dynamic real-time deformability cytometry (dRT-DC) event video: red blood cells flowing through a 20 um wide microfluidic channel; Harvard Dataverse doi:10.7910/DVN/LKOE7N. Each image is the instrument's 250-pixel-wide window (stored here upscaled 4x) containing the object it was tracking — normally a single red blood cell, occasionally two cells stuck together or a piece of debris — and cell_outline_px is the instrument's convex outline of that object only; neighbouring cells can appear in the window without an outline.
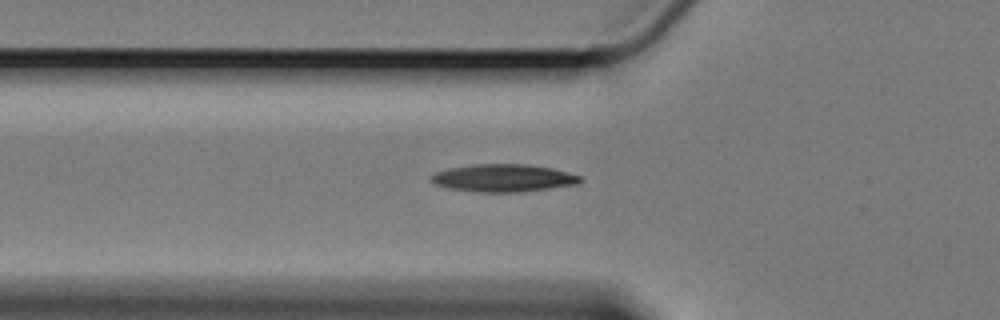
{"species": "Egyptian fruit bat (a non-hibernating species)", "species_latin": "Rousettus aegyptiacus", "temperature_condition": "cold", "stored_images_in_passage": 40, "camera_frame_rate_fps": 3000, "um_per_image_px": 0.085, "animal": {"sex": "female"}, "frame": {"image": 1, "passage_image": 2, "time_ms": 0.333, "image_size_px": [1000, 320], "cell_outline_px": [[580, 180], [576, 184], [548, 188], [516, 192], [476, 192], [448, 188], [432, 184], [432, 176], [436, 172], [448, 168], [472, 164], [528, 164], [552, 168], [580, 176]], "centroid_in_image_um": [42.72, 15.12], "position_along_channel_um": 83.1, "area_um2": 23.76}}
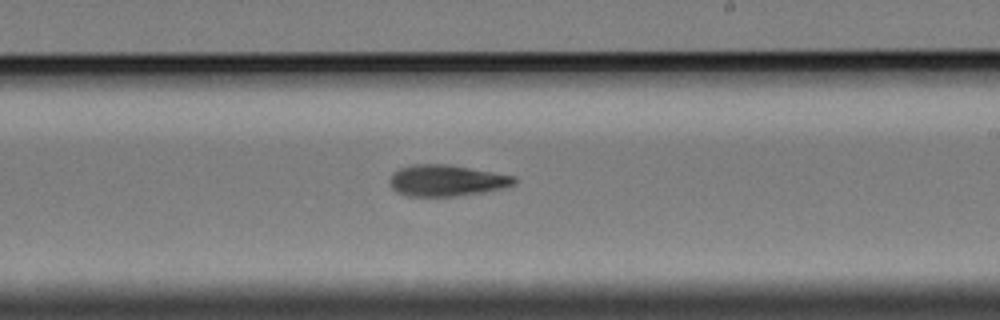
{"frame": {"image": 2, "passage_image": 17, "time_ms": 5.333, "image_size_px": [1000, 320], "cell_outline_px": [[516, 184], [500, 188], [480, 192], [456, 196], [408, 196], [396, 192], [392, 188], [388, 180], [392, 172], [400, 168], [412, 164], [444, 164], [516, 176]], "centroid_in_image_um": [37.89, 15.34], "position_along_channel_um": 251.1, "area_um2": 22.54}}
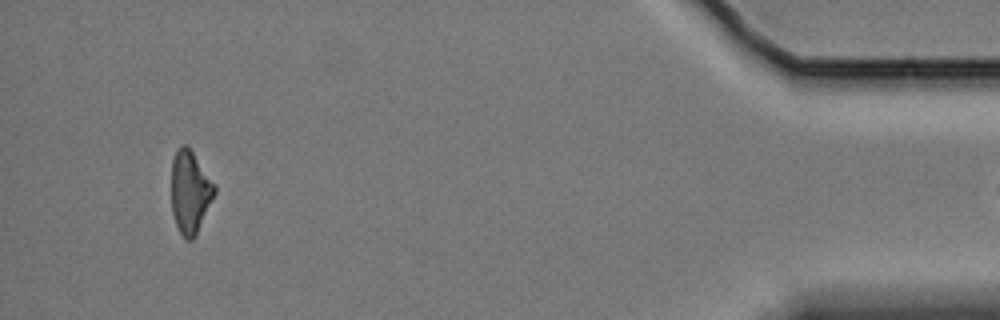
{"frame": {"image": 3, "passage_image": 38, "time_ms": 12.333, "image_size_px": [1000, 320], "cell_outline_px": [[216, 192], [196, 236], [192, 240], [188, 240], [180, 232], [176, 224], [172, 212], [172, 160], [180, 144], [188, 144], [216, 184]], "centroid_in_image_um": [16.18, 16.28], "position_along_channel_um": 419.0, "area_um2": 20.98}, "authors_computed_cell_mechanics": {"area_um2": 22.1952, "velocity_mm_per_s": 3.3477, "shape_relaxation_time_tau1_ms": null, "shape_relaxation_time_tau2_ms": 7.7597, "deformation_change_tau1": null, "deformation_change_tau2": 0.1708}}